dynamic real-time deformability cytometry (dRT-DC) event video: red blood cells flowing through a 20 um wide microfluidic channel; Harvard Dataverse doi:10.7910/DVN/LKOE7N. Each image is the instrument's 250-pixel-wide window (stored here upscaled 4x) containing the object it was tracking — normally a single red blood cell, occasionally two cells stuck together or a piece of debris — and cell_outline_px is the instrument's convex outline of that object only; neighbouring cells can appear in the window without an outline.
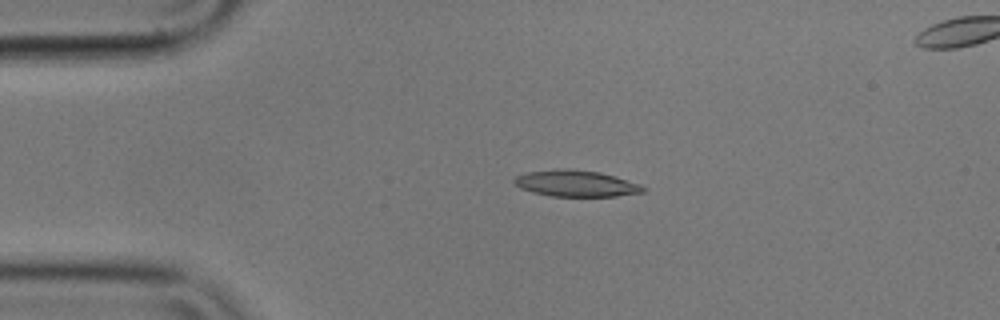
{"species": "common noctule bat (a hibernating species)", "species_latin": "Nyctalus noctula", "temperature_condition": "cold", "stored_images_in_passage": 3, "camera_frame_rate_fps": 3000, "um_per_image_px": 0.085, "animal": {"sex": "male", "body_mass_g": 17.9}, "frame": {"image": 1, "passage_image": 1, "time_ms": 0.0, "image_size_px": [1000, 320], "cell_outline_px": [[648, 188], [644, 192], [616, 196], [552, 196], [532, 192], [520, 188], [512, 180], [516, 176], [524, 172], [568, 168], [600, 172], [640, 184]], "centroid_in_image_um": [48.95, 15.59], "position_along_channel_um": 36.0, "area_um2": 19.77}}